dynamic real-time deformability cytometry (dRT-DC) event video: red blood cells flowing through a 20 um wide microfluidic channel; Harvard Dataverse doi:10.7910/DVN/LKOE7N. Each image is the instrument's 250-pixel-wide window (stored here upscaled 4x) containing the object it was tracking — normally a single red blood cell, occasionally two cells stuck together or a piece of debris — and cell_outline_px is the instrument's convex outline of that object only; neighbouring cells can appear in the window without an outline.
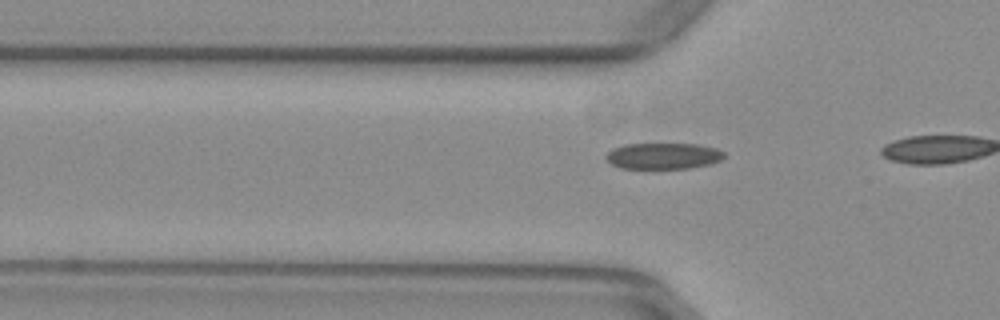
{"species": "common noctule bat (a hibernating species)", "species_latin": "Nyctalus noctula", "temperature_condition": "warm", "stored_images_in_passage": 12, "camera_frame_rate_fps": 3000, "um_per_image_px": 0.085, "animal": {"sex": "female", "body_mass_g": 29.2, "forearm_length_mm": 56.3}, "frame": {"image": 1, "passage_image": 10, "time_ms": 3.0, "image_size_px": [1000, 320], "cell_outline_px": [[724, 156], [720, 160], [708, 164], [688, 168], [620, 168], [612, 164], [604, 156], [612, 148], [624, 144], [696, 144], [716, 148], [724, 152]], "centroid_in_image_um": [56.34, 13.25], "position_along_channel_um": 69.5, "area_um2": 17.86}}